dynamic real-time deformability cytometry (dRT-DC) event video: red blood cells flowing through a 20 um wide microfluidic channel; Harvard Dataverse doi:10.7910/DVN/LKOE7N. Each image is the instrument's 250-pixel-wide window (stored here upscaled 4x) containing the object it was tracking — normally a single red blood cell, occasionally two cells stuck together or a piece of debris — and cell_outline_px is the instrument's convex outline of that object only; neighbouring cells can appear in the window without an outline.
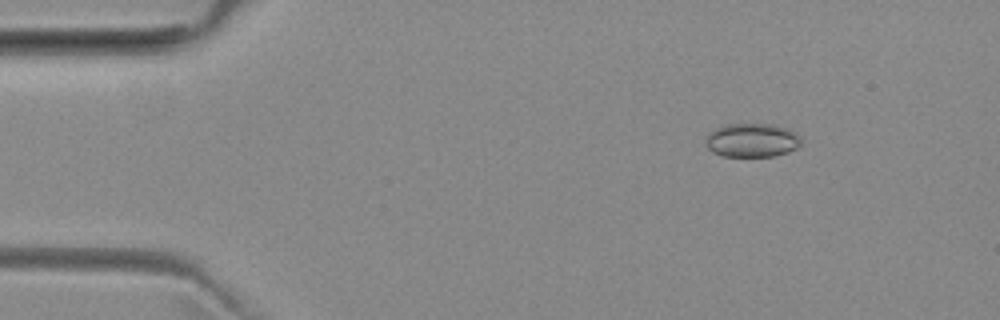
{"species": "common noctule bat (a hibernating species)", "species_latin": "Nyctalus noctula", "temperature_condition": "room temperature", "stored_images_in_passage": 48, "camera_frame_rate_fps": 3000, "um_per_image_px": 0.085, "animal": {"sex": "female", "body_mass_g": 29.2, "forearm_length_mm": 56.3}, "frame": {"image": 1, "passage_image": 3, "time_ms": 0.667, "image_size_px": [1000, 320], "cell_outline_px": [[800, 144], [796, 148], [788, 152], [776, 156], [724, 156], [712, 152], [704, 144], [704, 140], [708, 132], [716, 128], [728, 124], [772, 124], [788, 128], [796, 132], [800, 140]], "centroid_in_image_um": [63.89, 11.92], "position_along_channel_um": 21.1, "area_um2": 18.96}}
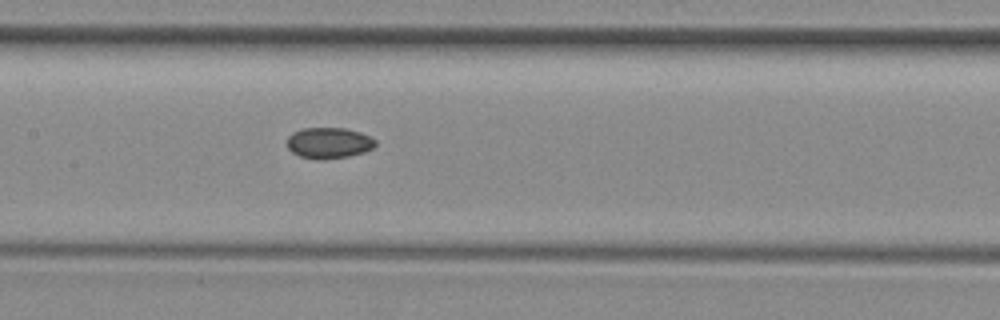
{"frame": {"image": 2, "passage_image": 21, "time_ms": 6.667, "image_size_px": [1000, 320], "cell_outline_px": [[376, 144], [372, 148], [364, 152], [348, 156], [324, 160], [316, 160], [300, 156], [292, 152], [288, 148], [288, 136], [292, 132], [300, 128], [344, 128], [360, 132], [376, 140]], "centroid_in_image_um": [27.93, 12.15], "position_along_channel_um": 179.5, "area_um2": 16.01}}
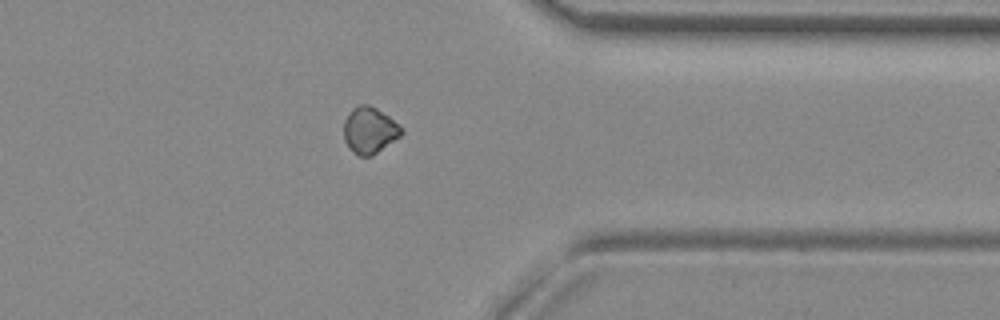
{"frame": {"image": 3, "passage_image": 37, "time_ms": 12.0, "image_size_px": [1000, 320], "cell_outline_px": [[404, 132], [400, 136], [372, 156], [356, 156], [352, 152], [344, 140], [344, 120], [352, 108], [360, 104], [368, 104], [376, 108], [388, 116], [404, 128]], "centroid_in_image_um": [31.41, 11.08], "position_along_channel_um": 380.0, "area_um2": 15.66}, "authors_computed_cell_mechanics": {"area_um2": 16.0395, "velocity_mm_per_s": 3.9615, "shape_relaxation_time_tau1_ms": null, "shape_relaxation_time_tau2_ms": 7.1929, "deformation_change_tau1": null, "deformation_change_tau2": 0.0734}}